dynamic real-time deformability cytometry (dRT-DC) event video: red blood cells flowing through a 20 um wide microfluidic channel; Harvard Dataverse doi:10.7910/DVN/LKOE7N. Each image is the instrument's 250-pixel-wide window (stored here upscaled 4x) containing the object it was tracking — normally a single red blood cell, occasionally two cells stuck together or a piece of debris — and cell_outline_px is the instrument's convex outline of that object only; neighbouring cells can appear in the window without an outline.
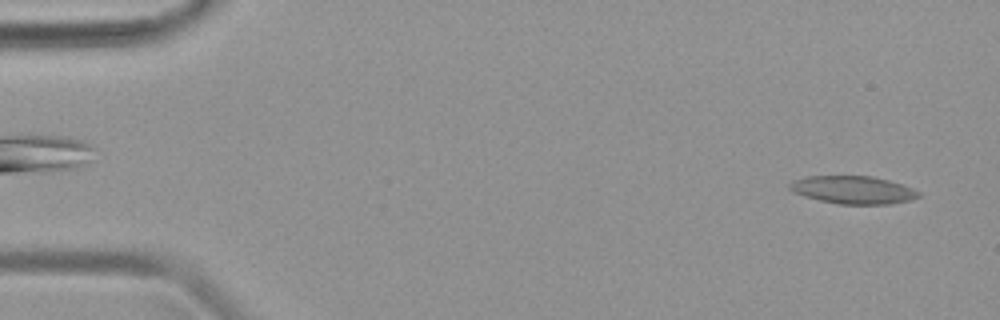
{"species": "common noctule bat (a hibernating species)", "species_latin": "Nyctalus noctula", "temperature_condition": "warm", "stored_images_in_passage": 21, "camera_frame_rate_fps": 3000, "um_per_image_px": 0.085, "animal": {"sex": "female", "body_mass_g": 19.9}, "frame": {"image": 1, "passage_image": 2, "time_ms": 0.333, "image_size_px": [1000, 320], "cell_outline_px": [[920, 196], [908, 200], [888, 204], [840, 204], [820, 200], [804, 196], [792, 192], [788, 188], [788, 184], [792, 180], [804, 176], [872, 176], [888, 180], [912, 188], [920, 192]], "centroid_in_image_um": [72.45, 16.13], "position_along_channel_um": 12.6, "area_um2": 20.87}}
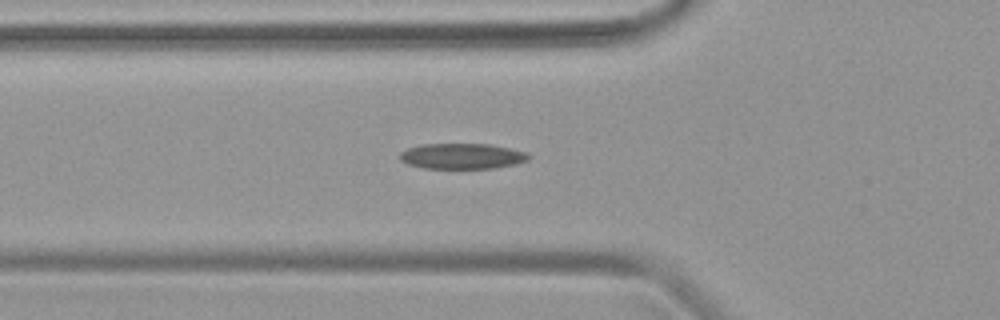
{"frame": {"image": 2, "passage_image": 16, "time_ms": 5.0, "image_size_px": [1000, 320], "cell_outline_px": [[532, 156], [528, 160], [516, 164], [492, 168], [424, 168], [408, 164], [400, 160], [400, 152], [408, 148], [420, 144], [488, 144], [528, 152]], "centroid_in_image_um": [39.29, 13.27], "position_along_channel_um": 86.5, "area_um2": 19.19}}
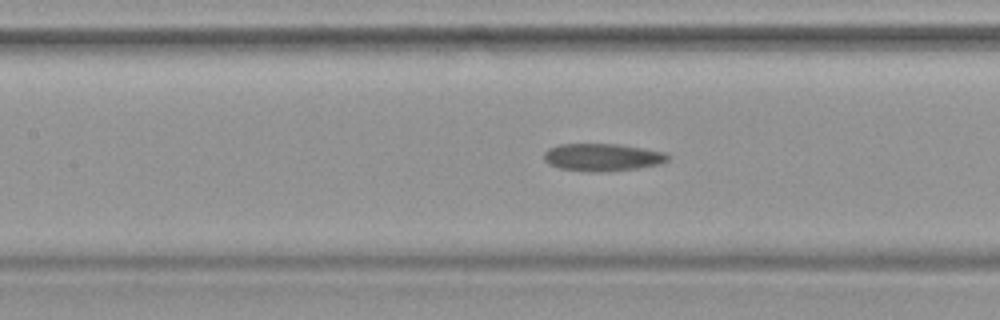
{"frame": {"image": 3, "passage_image": 21, "time_ms": 6.667, "image_size_px": [1000, 320], "cell_outline_px": [[668, 160], [660, 164], [636, 168], [596, 172], [592, 172], [560, 168], [548, 164], [544, 160], [544, 152], [548, 148], [560, 144], [620, 144], [664, 152], [668, 156]], "centroid_in_image_um": [51.17, 13.36], "position_along_channel_um": 156.2, "area_um2": 19.71}}